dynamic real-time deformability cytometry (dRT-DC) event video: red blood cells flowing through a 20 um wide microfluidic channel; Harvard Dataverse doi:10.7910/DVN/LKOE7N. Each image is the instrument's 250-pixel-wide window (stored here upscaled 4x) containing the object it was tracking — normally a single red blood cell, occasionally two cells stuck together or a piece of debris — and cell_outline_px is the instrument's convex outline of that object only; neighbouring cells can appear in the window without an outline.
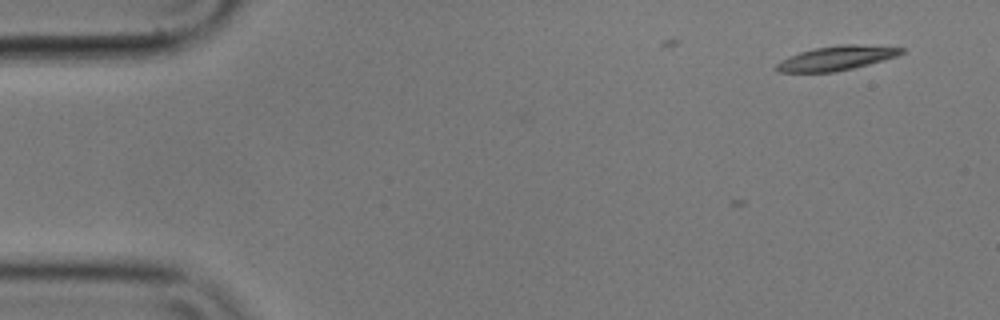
{"species": "common noctule bat (a hibernating species)", "species_latin": "Nyctalus noctula", "temperature_condition": "cold", "stored_images_in_passage": 2, "camera_frame_rate_fps": 3000, "um_per_image_px": 0.085, "animal": {"sex": "male", "body_mass_g": 17.9}, "frame": {"image": 1, "passage_image": 2, "time_ms": 0.333, "image_size_px": [1000, 320], "cell_outline_px": [[908, 48], [904, 52], [896, 56], [868, 64], [836, 72], [776, 72], [772, 68], [776, 64], [788, 56], [800, 52], [816, 48], [840, 44], [856, 44]], "centroid_in_image_um": [71.07, 4.94], "position_along_channel_um": 13.9, "area_um2": 17.74}}